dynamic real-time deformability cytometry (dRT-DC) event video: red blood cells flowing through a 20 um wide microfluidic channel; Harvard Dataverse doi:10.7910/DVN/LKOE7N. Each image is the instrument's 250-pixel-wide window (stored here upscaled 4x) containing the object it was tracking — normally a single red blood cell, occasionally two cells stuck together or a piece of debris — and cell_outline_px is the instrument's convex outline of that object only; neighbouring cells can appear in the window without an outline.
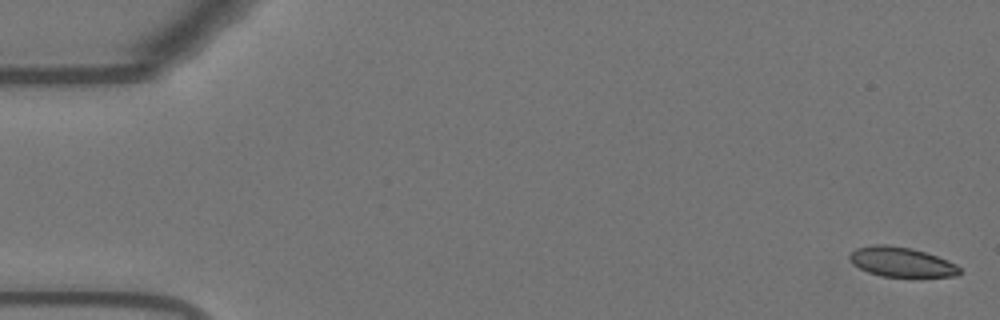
{"species": "Egyptian fruit bat (a non-hibernating species)", "species_latin": "Rousettus aegyptiacus", "temperature_condition": "warm", "stored_images_in_passage": 14, "camera_frame_rate_fps": 3000, "um_per_image_px": 0.085, "animal": {"sex": "female"}, "frame": {"image": 1, "passage_image": 1, "time_ms": 0.0, "image_size_px": [1000, 320], "cell_outline_px": [[960, 272], [956, 276], [880, 276], [868, 272], [852, 264], [848, 260], [848, 256], [856, 248], [872, 244], [888, 244], [912, 248], [936, 256], [956, 264], [960, 268]], "centroid_in_image_um": [76.56, 22.25], "position_along_channel_um": 8.4, "area_um2": 18.96}}